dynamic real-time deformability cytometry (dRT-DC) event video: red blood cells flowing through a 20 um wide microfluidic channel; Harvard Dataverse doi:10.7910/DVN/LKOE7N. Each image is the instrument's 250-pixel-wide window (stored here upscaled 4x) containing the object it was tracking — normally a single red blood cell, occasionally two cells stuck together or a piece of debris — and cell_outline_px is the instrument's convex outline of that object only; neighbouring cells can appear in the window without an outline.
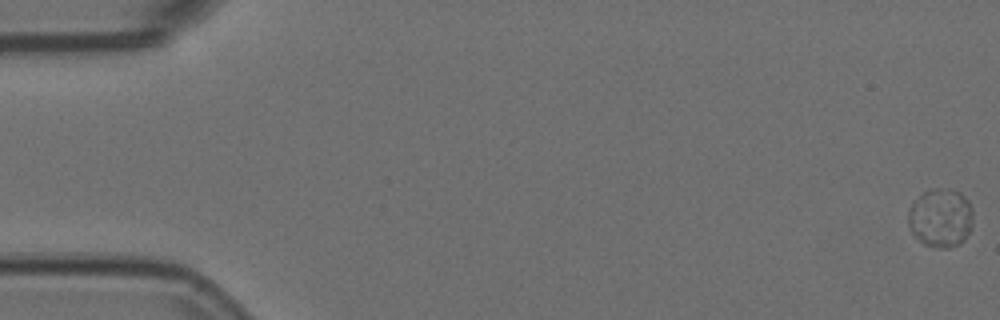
{"species": "Egyptian fruit bat (a non-hibernating species)", "species_latin": "Rousettus aegyptiacus", "temperature_condition": "room temperature", "stored_images_in_passage": 4, "camera_frame_rate_fps": 3000, "um_per_image_px": 0.085, "animal": {"sex": "female"}, "frame": {"image": 1, "passage_image": 1, "time_ms": 0.0, "image_size_px": [1000, 320], "cell_outline_px": [[972, 216], [968, 232], [964, 240], [960, 244], [948, 248], [944, 248], [924, 244], [912, 232], [908, 224], [908, 212], [912, 204], [924, 192], [932, 188], [948, 188], [960, 192], [968, 200], [972, 208]], "centroid_in_image_um": [79.96, 18.5], "position_along_channel_um": 5.0, "area_um2": 21.96}}